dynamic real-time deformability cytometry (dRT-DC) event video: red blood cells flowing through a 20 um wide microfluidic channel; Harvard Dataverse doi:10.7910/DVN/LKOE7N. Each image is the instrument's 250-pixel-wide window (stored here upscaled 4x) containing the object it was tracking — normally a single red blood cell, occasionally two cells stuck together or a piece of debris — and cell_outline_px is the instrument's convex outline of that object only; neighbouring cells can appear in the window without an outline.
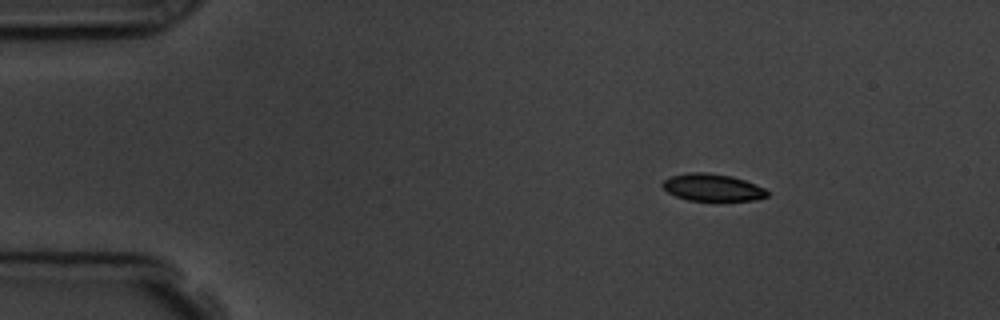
{"species": "common noctule bat (a hibernating species)", "species_latin": "Nyctalus noctula", "temperature_condition": "room temperature", "stored_images_in_passage": 5, "camera_frame_rate_fps": 3000, "um_per_image_px": 0.085, "animal": {"sex": "male", "body_mass_g": 19.5, "forearm_length_mm": 54.6}, "frame": {"image": 1, "passage_image": 2, "time_ms": 1.0, "image_size_px": [1000, 320], "cell_outline_px": [[768, 196], [756, 200], [716, 204], [688, 200], [676, 196], [668, 192], [660, 184], [664, 180], [672, 176], [688, 172], [704, 172], [732, 176], [744, 180], [764, 188], [768, 192]], "centroid_in_image_um": [60.58, 15.99], "position_along_channel_um": 24.4, "area_um2": 17.4}}
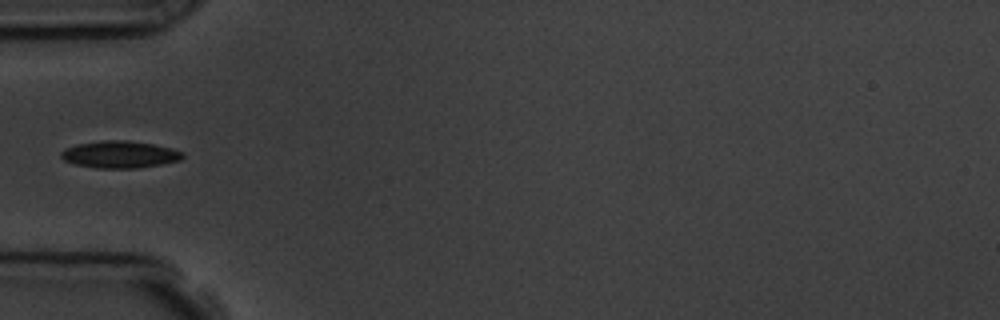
{"frame": {"image": 2, "passage_image": 5, "time_ms": 4.333, "image_size_px": [1000, 320], "cell_outline_px": [[184, 156], [180, 160], [140, 168], [96, 168], [76, 164], [64, 160], [60, 156], [60, 152], [64, 148], [76, 144], [100, 140], [128, 140], [152, 144], [172, 148], [184, 152]], "centroid_in_image_um": [10.16, 13.12], "position_along_channel_um": 74.8, "area_um2": 19.31}}